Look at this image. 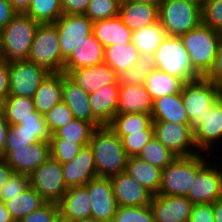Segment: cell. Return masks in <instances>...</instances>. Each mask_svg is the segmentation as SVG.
<instances>
[{
  "label": "cell",
  "instance_id": "obj_47",
  "mask_svg": "<svg viewBox=\"0 0 222 222\" xmlns=\"http://www.w3.org/2000/svg\"><path fill=\"white\" fill-rule=\"evenodd\" d=\"M202 24L222 34V0H208L201 6Z\"/></svg>",
  "mask_w": 222,
  "mask_h": 222
},
{
  "label": "cell",
  "instance_id": "obj_20",
  "mask_svg": "<svg viewBox=\"0 0 222 222\" xmlns=\"http://www.w3.org/2000/svg\"><path fill=\"white\" fill-rule=\"evenodd\" d=\"M49 132L44 115L34 112L31 117L19 125L9 126L6 136V146L12 143L34 144L38 141L50 142Z\"/></svg>",
  "mask_w": 222,
  "mask_h": 222
},
{
  "label": "cell",
  "instance_id": "obj_5",
  "mask_svg": "<svg viewBox=\"0 0 222 222\" xmlns=\"http://www.w3.org/2000/svg\"><path fill=\"white\" fill-rule=\"evenodd\" d=\"M150 61L153 68L180 78L184 83L201 78L192 67L188 51L179 37L167 35Z\"/></svg>",
  "mask_w": 222,
  "mask_h": 222
},
{
  "label": "cell",
  "instance_id": "obj_55",
  "mask_svg": "<svg viewBox=\"0 0 222 222\" xmlns=\"http://www.w3.org/2000/svg\"><path fill=\"white\" fill-rule=\"evenodd\" d=\"M9 126L10 125L6 121L3 108L0 107V157L4 154L6 148V136Z\"/></svg>",
  "mask_w": 222,
  "mask_h": 222
},
{
  "label": "cell",
  "instance_id": "obj_22",
  "mask_svg": "<svg viewBox=\"0 0 222 222\" xmlns=\"http://www.w3.org/2000/svg\"><path fill=\"white\" fill-rule=\"evenodd\" d=\"M62 94L74 118L91 122L96 128L103 126L92 114L89 94L65 73Z\"/></svg>",
  "mask_w": 222,
  "mask_h": 222
},
{
  "label": "cell",
  "instance_id": "obj_50",
  "mask_svg": "<svg viewBox=\"0 0 222 222\" xmlns=\"http://www.w3.org/2000/svg\"><path fill=\"white\" fill-rule=\"evenodd\" d=\"M188 222H214L212 203L194 204Z\"/></svg>",
  "mask_w": 222,
  "mask_h": 222
},
{
  "label": "cell",
  "instance_id": "obj_7",
  "mask_svg": "<svg viewBox=\"0 0 222 222\" xmlns=\"http://www.w3.org/2000/svg\"><path fill=\"white\" fill-rule=\"evenodd\" d=\"M180 94L191 128L194 130L203 122L208 113V108L221 98V88L205 77H201L194 81L185 82Z\"/></svg>",
  "mask_w": 222,
  "mask_h": 222
},
{
  "label": "cell",
  "instance_id": "obj_17",
  "mask_svg": "<svg viewBox=\"0 0 222 222\" xmlns=\"http://www.w3.org/2000/svg\"><path fill=\"white\" fill-rule=\"evenodd\" d=\"M194 204L186 196L153 195L150 208L155 222H188Z\"/></svg>",
  "mask_w": 222,
  "mask_h": 222
},
{
  "label": "cell",
  "instance_id": "obj_14",
  "mask_svg": "<svg viewBox=\"0 0 222 222\" xmlns=\"http://www.w3.org/2000/svg\"><path fill=\"white\" fill-rule=\"evenodd\" d=\"M220 166L210 160L195 174L187 198L193 204L213 203L222 199V159Z\"/></svg>",
  "mask_w": 222,
  "mask_h": 222
},
{
  "label": "cell",
  "instance_id": "obj_28",
  "mask_svg": "<svg viewBox=\"0 0 222 222\" xmlns=\"http://www.w3.org/2000/svg\"><path fill=\"white\" fill-rule=\"evenodd\" d=\"M119 88V84H109L89 94L92 114L102 125H108L117 114Z\"/></svg>",
  "mask_w": 222,
  "mask_h": 222
},
{
  "label": "cell",
  "instance_id": "obj_15",
  "mask_svg": "<svg viewBox=\"0 0 222 222\" xmlns=\"http://www.w3.org/2000/svg\"><path fill=\"white\" fill-rule=\"evenodd\" d=\"M85 187L90 196L91 217L101 222H113L118 205L110 179L96 177Z\"/></svg>",
  "mask_w": 222,
  "mask_h": 222
},
{
  "label": "cell",
  "instance_id": "obj_13",
  "mask_svg": "<svg viewBox=\"0 0 222 222\" xmlns=\"http://www.w3.org/2000/svg\"><path fill=\"white\" fill-rule=\"evenodd\" d=\"M49 73L45 68L28 60L9 62V95L33 98Z\"/></svg>",
  "mask_w": 222,
  "mask_h": 222
},
{
  "label": "cell",
  "instance_id": "obj_19",
  "mask_svg": "<svg viewBox=\"0 0 222 222\" xmlns=\"http://www.w3.org/2000/svg\"><path fill=\"white\" fill-rule=\"evenodd\" d=\"M62 175L67 188L85 186L90 180L98 177L90 145L82 147L71 162L62 164Z\"/></svg>",
  "mask_w": 222,
  "mask_h": 222
},
{
  "label": "cell",
  "instance_id": "obj_36",
  "mask_svg": "<svg viewBox=\"0 0 222 222\" xmlns=\"http://www.w3.org/2000/svg\"><path fill=\"white\" fill-rule=\"evenodd\" d=\"M117 135H130L141 130H154L151 114L121 113L115 114L108 124Z\"/></svg>",
  "mask_w": 222,
  "mask_h": 222
},
{
  "label": "cell",
  "instance_id": "obj_52",
  "mask_svg": "<svg viewBox=\"0 0 222 222\" xmlns=\"http://www.w3.org/2000/svg\"><path fill=\"white\" fill-rule=\"evenodd\" d=\"M91 0H61L63 14H85Z\"/></svg>",
  "mask_w": 222,
  "mask_h": 222
},
{
  "label": "cell",
  "instance_id": "obj_38",
  "mask_svg": "<svg viewBox=\"0 0 222 222\" xmlns=\"http://www.w3.org/2000/svg\"><path fill=\"white\" fill-rule=\"evenodd\" d=\"M1 107L10 126L19 125L35 112L33 99L23 96L8 95L1 103Z\"/></svg>",
  "mask_w": 222,
  "mask_h": 222
},
{
  "label": "cell",
  "instance_id": "obj_30",
  "mask_svg": "<svg viewBox=\"0 0 222 222\" xmlns=\"http://www.w3.org/2000/svg\"><path fill=\"white\" fill-rule=\"evenodd\" d=\"M151 116L153 121L191 124L180 93L163 96L153 100Z\"/></svg>",
  "mask_w": 222,
  "mask_h": 222
},
{
  "label": "cell",
  "instance_id": "obj_1",
  "mask_svg": "<svg viewBox=\"0 0 222 222\" xmlns=\"http://www.w3.org/2000/svg\"><path fill=\"white\" fill-rule=\"evenodd\" d=\"M89 145L93 150L98 177L110 178L125 172L128 156L122 140L108 125L94 130Z\"/></svg>",
  "mask_w": 222,
  "mask_h": 222
},
{
  "label": "cell",
  "instance_id": "obj_24",
  "mask_svg": "<svg viewBox=\"0 0 222 222\" xmlns=\"http://www.w3.org/2000/svg\"><path fill=\"white\" fill-rule=\"evenodd\" d=\"M118 16L132 32L158 21V7L147 3L121 0Z\"/></svg>",
  "mask_w": 222,
  "mask_h": 222
},
{
  "label": "cell",
  "instance_id": "obj_58",
  "mask_svg": "<svg viewBox=\"0 0 222 222\" xmlns=\"http://www.w3.org/2000/svg\"><path fill=\"white\" fill-rule=\"evenodd\" d=\"M214 222H222V199L214 201L212 203Z\"/></svg>",
  "mask_w": 222,
  "mask_h": 222
},
{
  "label": "cell",
  "instance_id": "obj_2",
  "mask_svg": "<svg viewBox=\"0 0 222 222\" xmlns=\"http://www.w3.org/2000/svg\"><path fill=\"white\" fill-rule=\"evenodd\" d=\"M203 154V155H202ZM209 154L177 156L162 169L158 195L188 196L195 174L210 160Z\"/></svg>",
  "mask_w": 222,
  "mask_h": 222
},
{
  "label": "cell",
  "instance_id": "obj_35",
  "mask_svg": "<svg viewBox=\"0 0 222 222\" xmlns=\"http://www.w3.org/2000/svg\"><path fill=\"white\" fill-rule=\"evenodd\" d=\"M4 203L14 222H19L30 213L39 209L46 201L34 188L29 186L24 192L9 198Z\"/></svg>",
  "mask_w": 222,
  "mask_h": 222
},
{
  "label": "cell",
  "instance_id": "obj_57",
  "mask_svg": "<svg viewBox=\"0 0 222 222\" xmlns=\"http://www.w3.org/2000/svg\"><path fill=\"white\" fill-rule=\"evenodd\" d=\"M17 14H25L30 6L31 0H8Z\"/></svg>",
  "mask_w": 222,
  "mask_h": 222
},
{
  "label": "cell",
  "instance_id": "obj_34",
  "mask_svg": "<svg viewBox=\"0 0 222 222\" xmlns=\"http://www.w3.org/2000/svg\"><path fill=\"white\" fill-rule=\"evenodd\" d=\"M142 59L132 42L111 45L105 48L104 63L117 74L124 72Z\"/></svg>",
  "mask_w": 222,
  "mask_h": 222
},
{
  "label": "cell",
  "instance_id": "obj_43",
  "mask_svg": "<svg viewBox=\"0 0 222 222\" xmlns=\"http://www.w3.org/2000/svg\"><path fill=\"white\" fill-rule=\"evenodd\" d=\"M82 146L77 142L66 139H50V154L61 164L71 162L79 153Z\"/></svg>",
  "mask_w": 222,
  "mask_h": 222
},
{
  "label": "cell",
  "instance_id": "obj_61",
  "mask_svg": "<svg viewBox=\"0 0 222 222\" xmlns=\"http://www.w3.org/2000/svg\"><path fill=\"white\" fill-rule=\"evenodd\" d=\"M74 222H101V221H98L92 217H89V218H85V219L76 220Z\"/></svg>",
  "mask_w": 222,
  "mask_h": 222
},
{
  "label": "cell",
  "instance_id": "obj_3",
  "mask_svg": "<svg viewBox=\"0 0 222 222\" xmlns=\"http://www.w3.org/2000/svg\"><path fill=\"white\" fill-rule=\"evenodd\" d=\"M39 26L26 14H17L0 31V54L4 61L27 60Z\"/></svg>",
  "mask_w": 222,
  "mask_h": 222
},
{
  "label": "cell",
  "instance_id": "obj_37",
  "mask_svg": "<svg viewBox=\"0 0 222 222\" xmlns=\"http://www.w3.org/2000/svg\"><path fill=\"white\" fill-rule=\"evenodd\" d=\"M95 129L96 127L91 122L74 118L51 134L50 139H66V141L77 142L84 147L89 145Z\"/></svg>",
  "mask_w": 222,
  "mask_h": 222
},
{
  "label": "cell",
  "instance_id": "obj_46",
  "mask_svg": "<svg viewBox=\"0 0 222 222\" xmlns=\"http://www.w3.org/2000/svg\"><path fill=\"white\" fill-rule=\"evenodd\" d=\"M44 118L51 134L74 119L73 113L64 101L58 103L50 111L45 113Z\"/></svg>",
  "mask_w": 222,
  "mask_h": 222
},
{
  "label": "cell",
  "instance_id": "obj_41",
  "mask_svg": "<svg viewBox=\"0 0 222 222\" xmlns=\"http://www.w3.org/2000/svg\"><path fill=\"white\" fill-rule=\"evenodd\" d=\"M153 69L150 59H142L118 74L119 85H143Z\"/></svg>",
  "mask_w": 222,
  "mask_h": 222
},
{
  "label": "cell",
  "instance_id": "obj_32",
  "mask_svg": "<svg viewBox=\"0 0 222 222\" xmlns=\"http://www.w3.org/2000/svg\"><path fill=\"white\" fill-rule=\"evenodd\" d=\"M164 27L159 21L132 32V44L143 59H150L166 37Z\"/></svg>",
  "mask_w": 222,
  "mask_h": 222
},
{
  "label": "cell",
  "instance_id": "obj_40",
  "mask_svg": "<svg viewBox=\"0 0 222 222\" xmlns=\"http://www.w3.org/2000/svg\"><path fill=\"white\" fill-rule=\"evenodd\" d=\"M139 158L151 165L164 169L177 155L153 137L141 150Z\"/></svg>",
  "mask_w": 222,
  "mask_h": 222
},
{
  "label": "cell",
  "instance_id": "obj_45",
  "mask_svg": "<svg viewBox=\"0 0 222 222\" xmlns=\"http://www.w3.org/2000/svg\"><path fill=\"white\" fill-rule=\"evenodd\" d=\"M128 157L138 156L142 148L154 137V130H141L130 135H118Z\"/></svg>",
  "mask_w": 222,
  "mask_h": 222
},
{
  "label": "cell",
  "instance_id": "obj_27",
  "mask_svg": "<svg viewBox=\"0 0 222 222\" xmlns=\"http://www.w3.org/2000/svg\"><path fill=\"white\" fill-rule=\"evenodd\" d=\"M63 72L49 73L33 96L35 111L44 115L63 101Z\"/></svg>",
  "mask_w": 222,
  "mask_h": 222
},
{
  "label": "cell",
  "instance_id": "obj_10",
  "mask_svg": "<svg viewBox=\"0 0 222 222\" xmlns=\"http://www.w3.org/2000/svg\"><path fill=\"white\" fill-rule=\"evenodd\" d=\"M29 183L46 202L58 203L68 189L62 164L51 156L29 175Z\"/></svg>",
  "mask_w": 222,
  "mask_h": 222
},
{
  "label": "cell",
  "instance_id": "obj_59",
  "mask_svg": "<svg viewBox=\"0 0 222 222\" xmlns=\"http://www.w3.org/2000/svg\"><path fill=\"white\" fill-rule=\"evenodd\" d=\"M0 222H14L4 202L0 201Z\"/></svg>",
  "mask_w": 222,
  "mask_h": 222
},
{
  "label": "cell",
  "instance_id": "obj_25",
  "mask_svg": "<svg viewBox=\"0 0 222 222\" xmlns=\"http://www.w3.org/2000/svg\"><path fill=\"white\" fill-rule=\"evenodd\" d=\"M153 100L143 85H120L117 114L144 113L151 114Z\"/></svg>",
  "mask_w": 222,
  "mask_h": 222
},
{
  "label": "cell",
  "instance_id": "obj_56",
  "mask_svg": "<svg viewBox=\"0 0 222 222\" xmlns=\"http://www.w3.org/2000/svg\"><path fill=\"white\" fill-rule=\"evenodd\" d=\"M14 173L13 169L7 164L4 158L0 157V187Z\"/></svg>",
  "mask_w": 222,
  "mask_h": 222
},
{
  "label": "cell",
  "instance_id": "obj_39",
  "mask_svg": "<svg viewBox=\"0 0 222 222\" xmlns=\"http://www.w3.org/2000/svg\"><path fill=\"white\" fill-rule=\"evenodd\" d=\"M25 14L39 24H54L63 14L61 0H31Z\"/></svg>",
  "mask_w": 222,
  "mask_h": 222
},
{
  "label": "cell",
  "instance_id": "obj_23",
  "mask_svg": "<svg viewBox=\"0 0 222 222\" xmlns=\"http://www.w3.org/2000/svg\"><path fill=\"white\" fill-rule=\"evenodd\" d=\"M85 186L70 187L58 202L60 219L66 222L91 217V204Z\"/></svg>",
  "mask_w": 222,
  "mask_h": 222
},
{
  "label": "cell",
  "instance_id": "obj_8",
  "mask_svg": "<svg viewBox=\"0 0 222 222\" xmlns=\"http://www.w3.org/2000/svg\"><path fill=\"white\" fill-rule=\"evenodd\" d=\"M27 60L50 73L63 72L65 60L61 56L58 30L54 24H39Z\"/></svg>",
  "mask_w": 222,
  "mask_h": 222
},
{
  "label": "cell",
  "instance_id": "obj_53",
  "mask_svg": "<svg viewBox=\"0 0 222 222\" xmlns=\"http://www.w3.org/2000/svg\"><path fill=\"white\" fill-rule=\"evenodd\" d=\"M9 95V62L0 60V103Z\"/></svg>",
  "mask_w": 222,
  "mask_h": 222
},
{
  "label": "cell",
  "instance_id": "obj_60",
  "mask_svg": "<svg viewBox=\"0 0 222 222\" xmlns=\"http://www.w3.org/2000/svg\"><path fill=\"white\" fill-rule=\"evenodd\" d=\"M131 1L139 3H147L159 7V5L162 3L163 0H131Z\"/></svg>",
  "mask_w": 222,
  "mask_h": 222
},
{
  "label": "cell",
  "instance_id": "obj_49",
  "mask_svg": "<svg viewBox=\"0 0 222 222\" xmlns=\"http://www.w3.org/2000/svg\"><path fill=\"white\" fill-rule=\"evenodd\" d=\"M58 203L46 202L39 209L30 213L19 222H59Z\"/></svg>",
  "mask_w": 222,
  "mask_h": 222
},
{
  "label": "cell",
  "instance_id": "obj_4",
  "mask_svg": "<svg viewBox=\"0 0 222 222\" xmlns=\"http://www.w3.org/2000/svg\"><path fill=\"white\" fill-rule=\"evenodd\" d=\"M179 38L188 51L192 67L205 77L213 67L222 34L201 23Z\"/></svg>",
  "mask_w": 222,
  "mask_h": 222
},
{
  "label": "cell",
  "instance_id": "obj_44",
  "mask_svg": "<svg viewBox=\"0 0 222 222\" xmlns=\"http://www.w3.org/2000/svg\"><path fill=\"white\" fill-rule=\"evenodd\" d=\"M113 222H155L150 206L118 207Z\"/></svg>",
  "mask_w": 222,
  "mask_h": 222
},
{
  "label": "cell",
  "instance_id": "obj_29",
  "mask_svg": "<svg viewBox=\"0 0 222 222\" xmlns=\"http://www.w3.org/2000/svg\"><path fill=\"white\" fill-rule=\"evenodd\" d=\"M93 34L104 48L132 42V31L119 16L93 22Z\"/></svg>",
  "mask_w": 222,
  "mask_h": 222
},
{
  "label": "cell",
  "instance_id": "obj_9",
  "mask_svg": "<svg viewBox=\"0 0 222 222\" xmlns=\"http://www.w3.org/2000/svg\"><path fill=\"white\" fill-rule=\"evenodd\" d=\"M50 154V142L38 141L34 144H8L1 156L13 169L14 173L30 175Z\"/></svg>",
  "mask_w": 222,
  "mask_h": 222
},
{
  "label": "cell",
  "instance_id": "obj_48",
  "mask_svg": "<svg viewBox=\"0 0 222 222\" xmlns=\"http://www.w3.org/2000/svg\"><path fill=\"white\" fill-rule=\"evenodd\" d=\"M29 186L28 175L13 173L0 187V201L6 202L9 198L24 192Z\"/></svg>",
  "mask_w": 222,
  "mask_h": 222
},
{
  "label": "cell",
  "instance_id": "obj_33",
  "mask_svg": "<svg viewBox=\"0 0 222 222\" xmlns=\"http://www.w3.org/2000/svg\"><path fill=\"white\" fill-rule=\"evenodd\" d=\"M184 82L175 76L153 68L144 82L146 90L151 95L152 100L157 98L181 93Z\"/></svg>",
  "mask_w": 222,
  "mask_h": 222
},
{
  "label": "cell",
  "instance_id": "obj_6",
  "mask_svg": "<svg viewBox=\"0 0 222 222\" xmlns=\"http://www.w3.org/2000/svg\"><path fill=\"white\" fill-rule=\"evenodd\" d=\"M158 14L168 36L180 37L202 23L201 5L192 0H163Z\"/></svg>",
  "mask_w": 222,
  "mask_h": 222
},
{
  "label": "cell",
  "instance_id": "obj_16",
  "mask_svg": "<svg viewBox=\"0 0 222 222\" xmlns=\"http://www.w3.org/2000/svg\"><path fill=\"white\" fill-rule=\"evenodd\" d=\"M222 141V98L212 107L208 108V113L203 122L194 129V143L197 151L200 153L217 155L215 145L219 147ZM220 142V143H219ZM219 143V144H217ZM213 149V150H212ZM209 151V152H208Z\"/></svg>",
  "mask_w": 222,
  "mask_h": 222
},
{
  "label": "cell",
  "instance_id": "obj_51",
  "mask_svg": "<svg viewBox=\"0 0 222 222\" xmlns=\"http://www.w3.org/2000/svg\"><path fill=\"white\" fill-rule=\"evenodd\" d=\"M205 78L213 82L219 88L222 87V41L219 45L213 67Z\"/></svg>",
  "mask_w": 222,
  "mask_h": 222
},
{
  "label": "cell",
  "instance_id": "obj_18",
  "mask_svg": "<svg viewBox=\"0 0 222 222\" xmlns=\"http://www.w3.org/2000/svg\"><path fill=\"white\" fill-rule=\"evenodd\" d=\"M118 207L150 206L153 194L126 172L109 178Z\"/></svg>",
  "mask_w": 222,
  "mask_h": 222
},
{
  "label": "cell",
  "instance_id": "obj_21",
  "mask_svg": "<svg viewBox=\"0 0 222 222\" xmlns=\"http://www.w3.org/2000/svg\"><path fill=\"white\" fill-rule=\"evenodd\" d=\"M67 75L88 94L109 84H119L118 74L106 63L77 68L71 70Z\"/></svg>",
  "mask_w": 222,
  "mask_h": 222
},
{
  "label": "cell",
  "instance_id": "obj_26",
  "mask_svg": "<svg viewBox=\"0 0 222 222\" xmlns=\"http://www.w3.org/2000/svg\"><path fill=\"white\" fill-rule=\"evenodd\" d=\"M105 48L92 33L76 48L65 61L63 73L68 74L77 68L91 67L104 63Z\"/></svg>",
  "mask_w": 222,
  "mask_h": 222
},
{
  "label": "cell",
  "instance_id": "obj_31",
  "mask_svg": "<svg viewBox=\"0 0 222 222\" xmlns=\"http://www.w3.org/2000/svg\"><path fill=\"white\" fill-rule=\"evenodd\" d=\"M125 172L153 195L158 194L161 185V168L145 162L138 156H133L128 157Z\"/></svg>",
  "mask_w": 222,
  "mask_h": 222
},
{
  "label": "cell",
  "instance_id": "obj_62",
  "mask_svg": "<svg viewBox=\"0 0 222 222\" xmlns=\"http://www.w3.org/2000/svg\"><path fill=\"white\" fill-rule=\"evenodd\" d=\"M192 1L198 3L199 5L202 6V5H203L204 3H206L208 0H192Z\"/></svg>",
  "mask_w": 222,
  "mask_h": 222
},
{
  "label": "cell",
  "instance_id": "obj_54",
  "mask_svg": "<svg viewBox=\"0 0 222 222\" xmlns=\"http://www.w3.org/2000/svg\"><path fill=\"white\" fill-rule=\"evenodd\" d=\"M17 15L8 0H0V31Z\"/></svg>",
  "mask_w": 222,
  "mask_h": 222
},
{
  "label": "cell",
  "instance_id": "obj_42",
  "mask_svg": "<svg viewBox=\"0 0 222 222\" xmlns=\"http://www.w3.org/2000/svg\"><path fill=\"white\" fill-rule=\"evenodd\" d=\"M121 0H91L85 15L92 21L118 16Z\"/></svg>",
  "mask_w": 222,
  "mask_h": 222
},
{
  "label": "cell",
  "instance_id": "obj_11",
  "mask_svg": "<svg viewBox=\"0 0 222 222\" xmlns=\"http://www.w3.org/2000/svg\"><path fill=\"white\" fill-rule=\"evenodd\" d=\"M154 137L177 156H193L199 152L194 143L191 124L153 121Z\"/></svg>",
  "mask_w": 222,
  "mask_h": 222
},
{
  "label": "cell",
  "instance_id": "obj_12",
  "mask_svg": "<svg viewBox=\"0 0 222 222\" xmlns=\"http://www.w3.org/2000/svg\"><path fill=\"white\" fill-rule=\"evenodd\" d=\"M54 25L58 30L61 56L65 61L93 33V22L85 14H62Z\"/></svg>",
  "mask_w": 222,
  "mask_h": 222
}]
</instances>
